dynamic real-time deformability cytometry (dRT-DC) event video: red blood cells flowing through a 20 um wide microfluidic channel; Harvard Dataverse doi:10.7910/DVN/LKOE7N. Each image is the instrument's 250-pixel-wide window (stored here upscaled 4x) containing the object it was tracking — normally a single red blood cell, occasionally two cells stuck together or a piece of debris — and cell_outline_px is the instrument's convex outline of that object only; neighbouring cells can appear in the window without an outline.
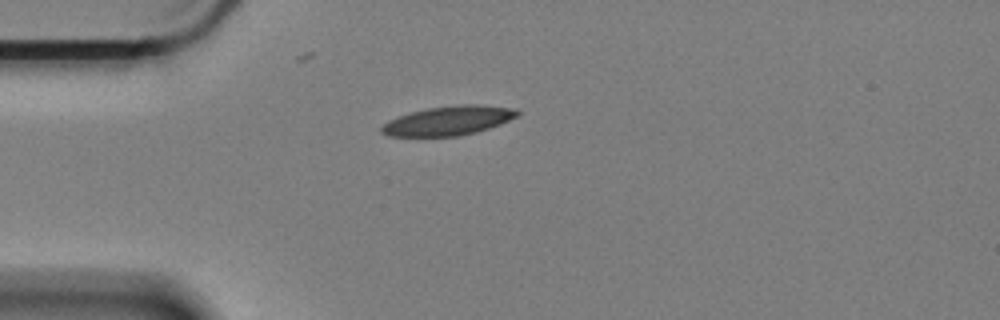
{"species": "Egyptian fruit bat (a non-hibernating species)", "species_latin": "Rousettus aegyptiacus", "temperature_condition": "cold", "stored_images_in_passage": 36, "camera_frame_rate_fps": 3000, "um_per_image_px": 0.085, "animal": {"sex": "female"}, "frame": {"image": 1, "passage_image": 1, "time_ms": 0.0, "image_size_px": [1000, 320], "cell_outline_px": [[520, 112], [516, 116], [500, 124], [476, 132], [460, 136], [388, 136], [380, 132], [380, 128], [388, 120], [412, 112], [428, 108], [460, 104], [480, 104], [516, 108]], "centroid_in_image_um": [38.12, 10.25], "position_along_channel_um": 46.9, "area_um2": 23.06}}
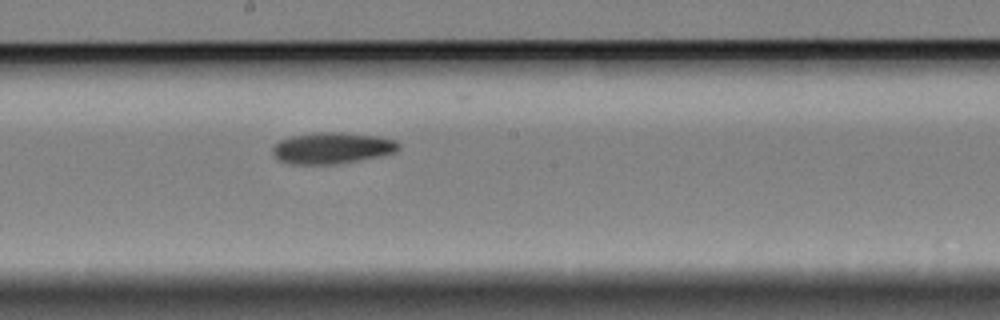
{"frame": {"image": 2, "passage_image": 18, "time_ms": 5.667, "image_size_px": [1000, 320], "cell_outline_px": [[400, 148], [396, 152], [380, 156], [360, 160], [336, 164], [288, 164], [276, 160], [272, 156], [272, 148], [280, 140], [292, 136], [312, 132], [344, 132], [380, 136], [396, 140], [400, 144]], "centroid_in_image_um": [28.22, 12.58], "position_along_channel_um": 220.0, "area_um2": 23.47}}
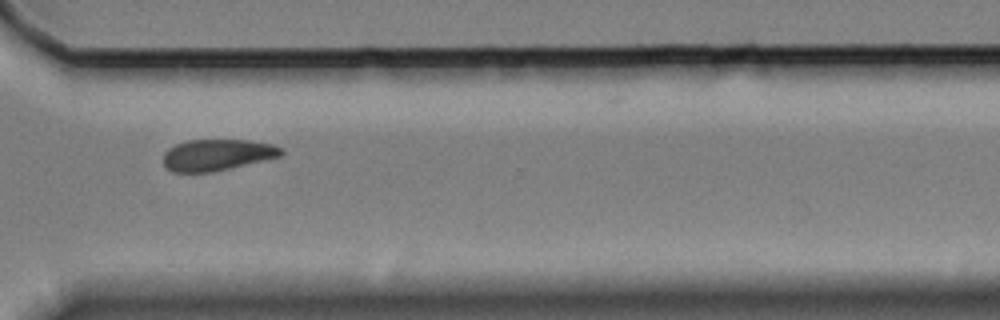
{"frame": {"image": 3, "passage_image": 30, "time_ms": 9.667, "image_size_px": [1000, 320], "cell_outline_px": [[284, 152], [280, 156], [212, 172], [172, 172], [164, 164], [164, 152], [168, 148], [176, 144], [188, 140], [252, 140], [272, 144], [280, 148]], "centroid_in_image_um": [18.43, 13.15], "position_along_channel_um": 352.2, "area_um2": 21.33}, "authors_computed_cell_mechanics": {"area_um2": 23.0044, "velocity_mm_per_s": 3.3067, "shape_relaxation_time_tau1_ms": 10.3947, "shape_relaxation_time_tau2_ms": null, "deformation_change_tau1": 0.1441, "deformation_change_tau2": null}}